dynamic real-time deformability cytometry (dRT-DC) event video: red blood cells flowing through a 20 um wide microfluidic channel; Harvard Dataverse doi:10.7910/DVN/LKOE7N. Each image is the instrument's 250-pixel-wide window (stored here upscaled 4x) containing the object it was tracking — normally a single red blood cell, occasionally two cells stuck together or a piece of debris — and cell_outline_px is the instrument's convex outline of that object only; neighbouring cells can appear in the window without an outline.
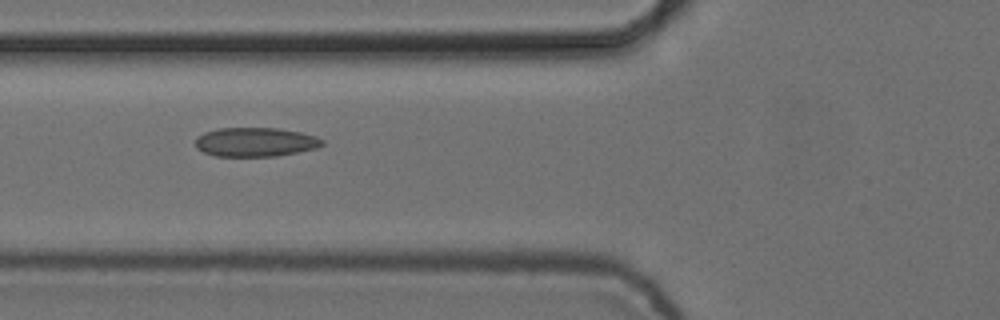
{"species": "common noctule bat (a hibernating species)", "species_latin": "Nyctalus noctula", "temperature_condition": "cold", "stored_images_in_passage": 7, "camera_frame_rate_fps": 3000, "um_per_image_px": 0.085, "animal": {"sex": "female", "body_mass_g": 24.6, "forearm_length_mm": 56.2}, "frame": {"image": 1, "passage_image": 6, "time_ms": 1.667, "image_size_px": [1000, 320], "cell_outline_px": [[324, 144], [316, 148], [276, 156], [216, 156], [204, 152], [196, 148], [196, 136], [204, 132], [220, 128], [276, 128], [300, 132], [316, 136], [324, 140]], "centroid_in_image_um": [21.7, 12.07], "position_along_channel_um": 104.1, "area_um2": 21.44}}
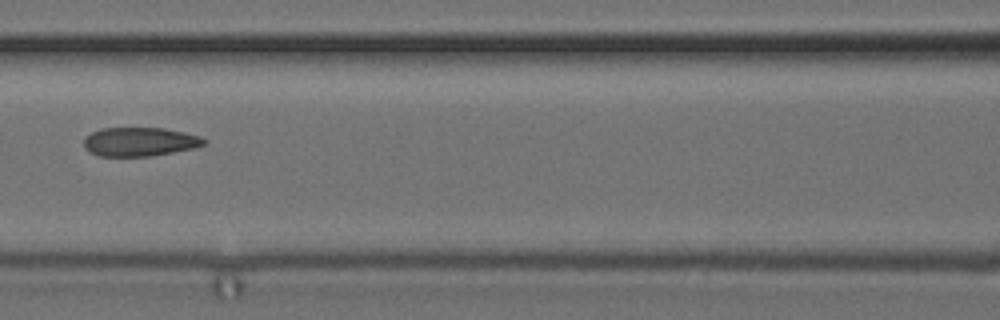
{"frame": {"image": 2, "passage_image": 7, "time_ms": 2.0, "image_size_px": [1000, 320], "cell_outline_px": [[208, 144], [196, 148], [152, 156], [100, 156], [88, 152], [84, 148], [84, 140], [92, 132], [100, 128], [164, 128], [184, 132], [200, 136], [208, 140]], "centroid_in_image_um": [11.93, 12.05], "position_along_channel_um": 154.7, "area_um2": 20.46}}